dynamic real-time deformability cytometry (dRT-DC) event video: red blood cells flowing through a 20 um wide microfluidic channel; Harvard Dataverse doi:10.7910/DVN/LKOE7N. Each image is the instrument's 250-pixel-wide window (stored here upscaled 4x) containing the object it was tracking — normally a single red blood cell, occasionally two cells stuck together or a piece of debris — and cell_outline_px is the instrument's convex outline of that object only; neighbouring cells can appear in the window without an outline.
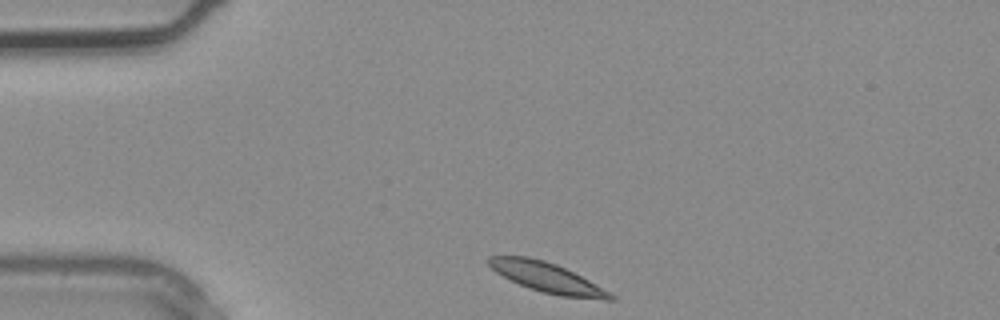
{"species": "common noctule bat (a hibernating species)", "species_latin": "Nyctalus noctula", "temperature_condition": "warm", "stored_images_in_passage": 1, "camera_frame_rate_fps": 3000, "um_per_image_px": 0.085, "animal": {"sex": "male", "body_mass_g": 20.4}, "frame": {"image": 1, "passage_image": 1, "time_ms": 0.0, "image_size_px": [1000, 320], "cell_outline_px": [[616, 300], [604, 300], [560, 296], [528, 288], [496, 272], [488, 264], [488, 256], [528, 256], [544, 260], [556, 264], [588, 280], [616, 296]], "centroid_in_image_um": [46.51, 23.59], "position_along_channel_um": 38.5, "area_um2": 20.81}}